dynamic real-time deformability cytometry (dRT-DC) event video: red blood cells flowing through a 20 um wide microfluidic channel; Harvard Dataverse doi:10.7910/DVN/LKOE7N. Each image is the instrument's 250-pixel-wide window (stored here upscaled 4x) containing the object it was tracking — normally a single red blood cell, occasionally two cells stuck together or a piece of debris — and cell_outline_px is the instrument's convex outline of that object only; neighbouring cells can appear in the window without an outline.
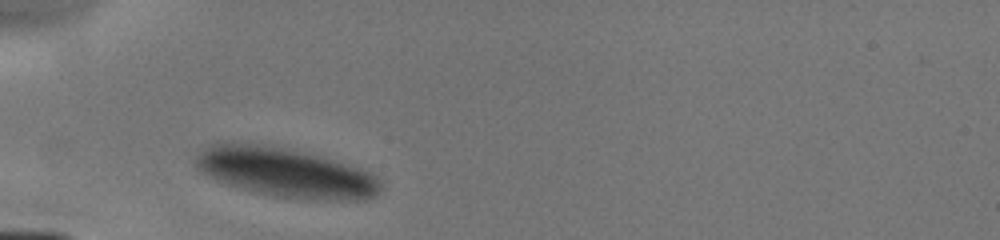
{"species": "human", "species_latin": "Homo sapiens", "temperature_condition": "cold", "stored_images_in_passage": 2, "camera_frame_rate_fps": 3000, "um_per_image_px": 0.085, "donor": {"sex": "male"}, "frame": {"image": 1, "passage_image": 1, "time_ms": 0.0, "image_size_px": [1000, 240], "cell_outline_px": [[380, 192], [376, 196], [364, 200], [304, 200], [276, 196], [256, 192], [240, 188], [216, 180], [200, 172], [196, 168], [196, 156], [204, 148], [216, 140], [264, 144], [304, 152], [320, 156], [360, 168], [372, 172], [380, 180]], "centroid_in_image_um": [24.26, 14.65], "position_along_channel_um": 60.7, "area_um2": 53.87}}